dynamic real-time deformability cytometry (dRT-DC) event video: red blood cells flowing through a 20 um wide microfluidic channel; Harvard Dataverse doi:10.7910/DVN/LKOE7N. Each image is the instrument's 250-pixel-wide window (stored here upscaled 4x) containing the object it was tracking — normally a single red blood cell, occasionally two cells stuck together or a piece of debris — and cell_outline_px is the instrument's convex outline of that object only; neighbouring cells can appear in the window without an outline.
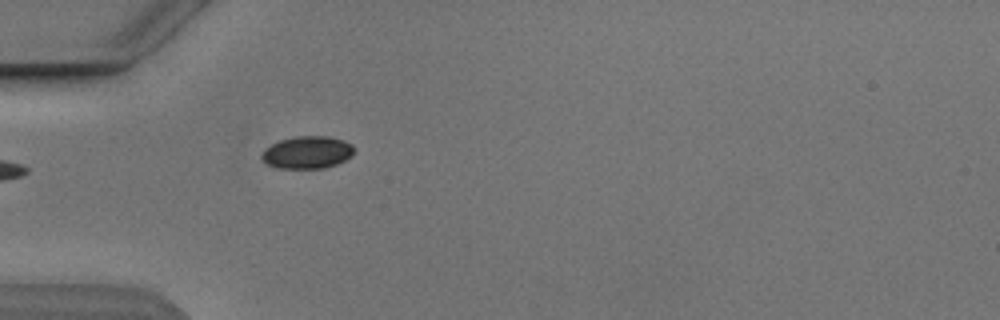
{"species": "Egyptian fruit bat (a non-hibernating species)", "species_latin": "Rousettus aegyptiacus", "temperature_condition": "cold", "stored_images_in_passage": 5, "camera_frame_rate_fps": 3000, "um_per_image_px": 0.085, "animal": {"sex": "male"}, "frame": {"image": 1, "passage_image": 5, "time_ms": 5.333, "image_size_px": [1000, 320], "cell_outline_px": [[352, 156], [336, 164], [324, 168], [276, 168], [268, 164], [260, 156], [272, 144], [280, 140], [292, 136], [328, 136], [344, 140], [352, 144]], "centroid_in_image_um": [26.13, 12.94], "position_along_channel_um": 58.9, "area_um2": 17.28}}